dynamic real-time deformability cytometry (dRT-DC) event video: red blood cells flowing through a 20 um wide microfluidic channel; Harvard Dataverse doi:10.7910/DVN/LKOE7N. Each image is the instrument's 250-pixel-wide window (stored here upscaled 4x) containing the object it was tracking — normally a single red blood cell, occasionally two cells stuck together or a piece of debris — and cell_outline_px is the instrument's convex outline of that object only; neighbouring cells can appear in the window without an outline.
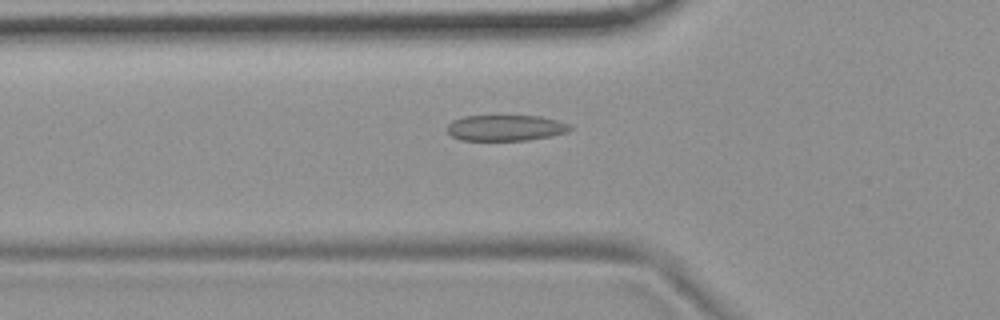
{"species": "common noctule bat (a hibernating species)", "species_latin": "Nyctalus noctula", "temperature_condition": "room temperature", "stored_images_in_passage": 36, "camera_frame_rate_fps": 3000, "um_per_image_px": 0.085, "animal": {"sex": "female", "body_mass_g": 19.9}, "frame": {"image": 1, "passage_image": 5, "time_ms": 1.333, "image_size_px": [1000, 320], "cell_outline_px": [[572, 128], [564, 132], [552, 136], [528, 140], [460, 140], [452, 136], [448, 132], [448, 124], [452, 120], [464, 116], [540, 116], [556, 120], [568, 124]], "centroid_in_image_um": [42.94, 10.87], "position_along_channel_um": 82.9, "area_um2": 18.38}}
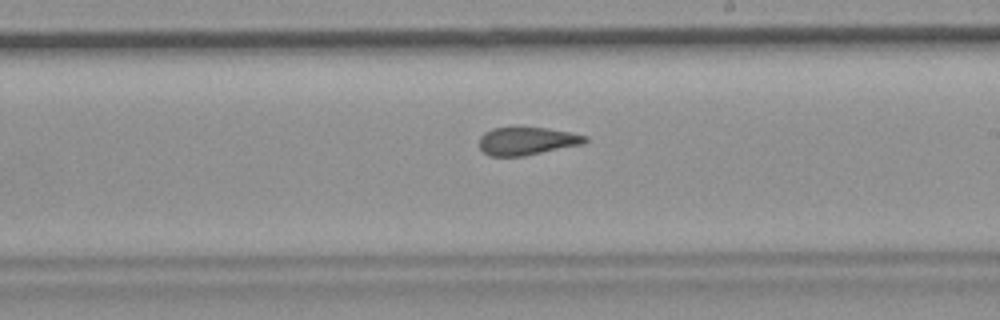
{"frame": {"image": 2, "passage_image": 18, "time_ms": 5.667, "image_size_px": [1000, 320], "cell_outline_px": [[588, 140], [584, 144], [524, 156], [488, 156], [480, 148], [480, 136], [484, 132], [492, 128], [544, 128], [568, 132], [588, 136]], "centroid_in_image_um": [44.79, 12.0], "position_along_channel_um": 244.2, "area_um2": 17.11}}
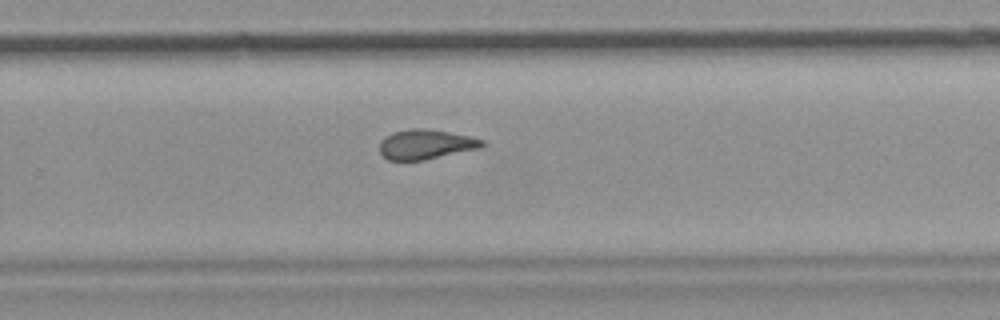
{"frame": {"image": 3, "passage_image": 22, "time_ms": 7.0, "image_size_px": [1000, 320], "cell_outline_px": [[488, 144], [480, 148], [424, 160], [388, 160], [380, 152], [380, 140], [384, 136], [392, 132], [412, 128], [428, 128], [468, 136], [484, 140]], "centroid_in_image_um": [36.19, 12.26], "position_along_channel_um": 293.6, "area_um2": 17.86}}